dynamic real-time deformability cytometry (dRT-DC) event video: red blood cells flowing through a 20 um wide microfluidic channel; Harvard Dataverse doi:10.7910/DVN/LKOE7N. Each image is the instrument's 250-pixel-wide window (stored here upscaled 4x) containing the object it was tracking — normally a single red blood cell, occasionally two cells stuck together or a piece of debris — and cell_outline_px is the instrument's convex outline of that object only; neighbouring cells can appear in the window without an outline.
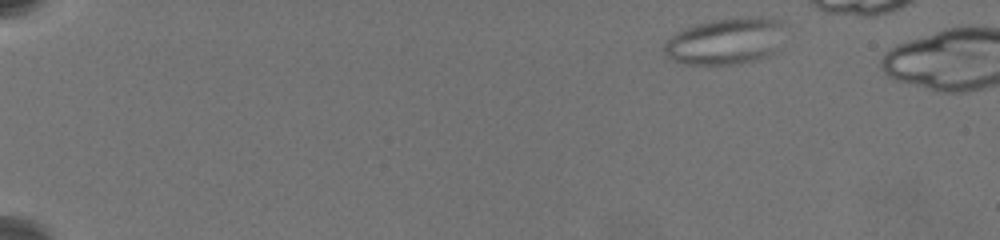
{"species": "common noctule bat (a hibernating species)", "species_latin": "Nyctalus noctula", "temperature_condition": "warm", "stored_images_in_passage": 34, "camera_frame_rate_fps": 3000, "um_per_image_px": 0.085, "animal": {"sex": "female", "body_mass_g": 19.5, "forearm_length_mm": 54.1}, "frame": {"image": 1, "passage_image": 7, "time_ms": 1.0, "image_size_px": [1000, 240], "cell_outline_px": [[788, 24], [772, 52], [768, 56], [740, 64], [684, 64], [672, 60], [660, 48], [672, 36], [688, 28], [712, 20], [776, 20]], "centroid_in_image_um": [61.62, 3.56], "position_along_channel_um": 23.4, "area_um2": 31.39}}